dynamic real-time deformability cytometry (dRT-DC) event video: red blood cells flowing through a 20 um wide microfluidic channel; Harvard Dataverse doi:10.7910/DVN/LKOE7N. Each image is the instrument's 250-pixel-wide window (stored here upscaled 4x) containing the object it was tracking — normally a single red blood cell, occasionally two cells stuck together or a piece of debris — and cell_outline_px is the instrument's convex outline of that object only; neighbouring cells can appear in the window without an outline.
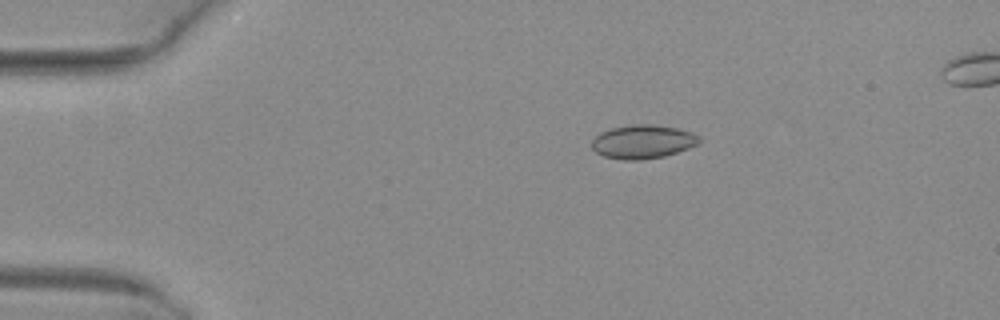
{"species": "common noctule bat (a hibernating species)", "species_latin": "Nyctalus noctula", "temperature_condition": "warm", "stored_images_in_passage": 8, "camera_frame_rate_fps": 3000, "um_per_image_px": 0.085, "animal": {"sex": "female", "body_mass_g": 29.2, "forearm_length_mm": 56.3}, "frame": {"image": 1, "passage_image": 3, "time_ms": 0.667, "image_size_px": [1000, 320], "cell_outline_px": [[700, 140], [696, 144], [688, 148], [664, 156], [640, 160], [624, 160], [604, 156], [596, 152], [592, 148], [592, 140], [600, 132], [612, 128], [632, 124], [652, 124], [676, 128], [692, 132], [700, 136]], "centroid_in_image_um": [54.62, 12.04], "position_along_channel_um": 30.4, "area_um2": 20.98}}
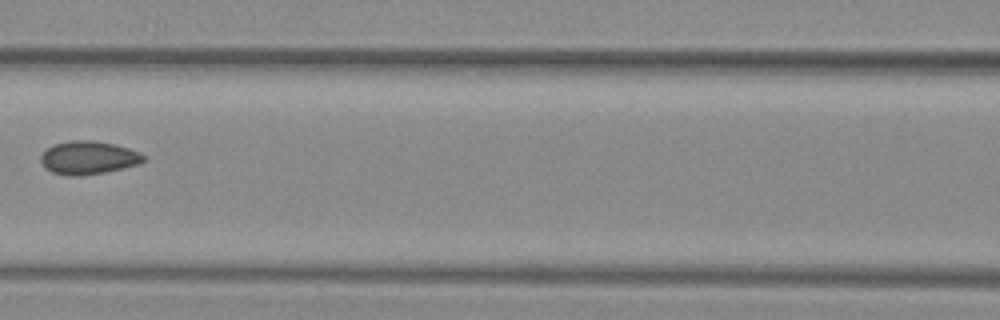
{"frame": {"image": 2, "passage_image": 7, "time_ms": 2.0, "image_size_px": [1000, 320], "cell_outline_px": [[148, 160], [140, 164], [104, 172], [80, 176], [68, 176], [52, 172], [44, 168], [40, 160], [40, 156], [48, 148], [56, 144], [72, 140], [92, 140], [112, 144], [128, 148], [140, 152], [148, 156]], "centroid_in_image_um": [7.55, 13.41], "position_along_channel_um": 159.0, "area_um2": 20.0}}
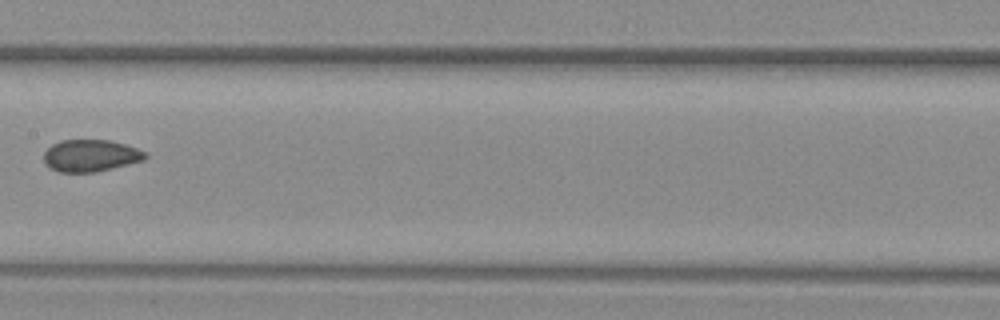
{"frame": {"image": 3, "passage_image": 8, "time_ms": 2.333, "image_size_px": [1000, 320], "cell_outline_px": [[148, 156], [144, 160], [92, 172], [60, 172], [48, 168], [44, 164], [44, 152], [52, 144], [60, 140], [108, 140], [124, 144], [148, 152]], "centroid_in_image_um": [7.67, 13.22], "position_along_channel_um": 199.7, "area_um2": 18.84}}